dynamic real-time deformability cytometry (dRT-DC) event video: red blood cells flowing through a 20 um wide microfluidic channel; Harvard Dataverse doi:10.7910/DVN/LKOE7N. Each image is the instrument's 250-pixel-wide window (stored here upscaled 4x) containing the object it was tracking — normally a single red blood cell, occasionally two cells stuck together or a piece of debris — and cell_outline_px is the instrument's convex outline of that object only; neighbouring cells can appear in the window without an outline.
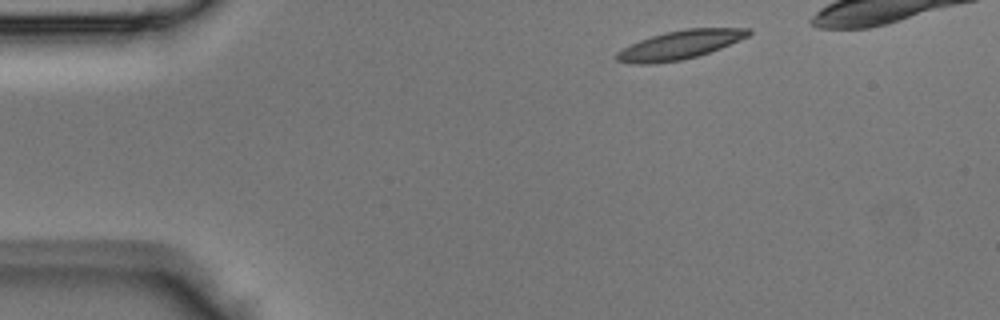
{"species": "Egyptian fruit bat (a non-hibernating species)", "species_latin": "Rousettus aegyptiacus", "temperature_condition": "room temperature", "stored_images_in_passage": 4, "camera_frame_rate_fps": 3000, "um_per_image_px": 0.085, "animal": {"sex": "male"}, "frame": {"image": 1, "passage_image": 1, "time_ms": 0.0, "image_size_px": [1000, 320], "cell_outline_px": [[752, 32], [748, 36], [740, 40], [720, 48], [696, 56], [680, 60], [652, 64], [632, 64], [616, 60], [612, 56], [616, 52], [640, 40], [664, 32], [688, 28], [752, 28]], "centroid_in_image_um": [57.77, 3.81], "position_along_channel_um": 27.2, "area_um2": 21.96}}